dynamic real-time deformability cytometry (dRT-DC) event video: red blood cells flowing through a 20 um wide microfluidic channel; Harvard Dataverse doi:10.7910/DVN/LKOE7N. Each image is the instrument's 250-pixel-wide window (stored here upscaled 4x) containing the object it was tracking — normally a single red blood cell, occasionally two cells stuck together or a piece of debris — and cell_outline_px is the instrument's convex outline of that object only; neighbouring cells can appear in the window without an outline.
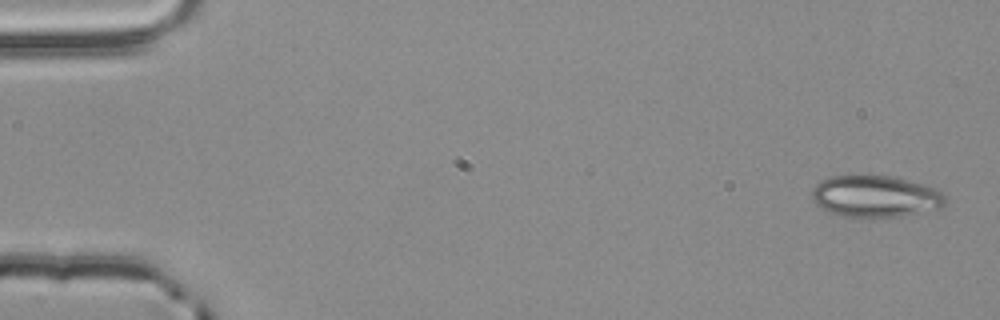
{"species": "common noctule bat (a hibernating species)", "species_latin": "Nyctalus noctula", "temperature_condition": "room temperature", "stored_images_in_passage": 4, "camera_frame_rate_fps": 3000, "um_per_image_px": 0.085, "animal": {"sex": "male", "body_mass_g": 20.4}, "frame": {"image": 1, "passage_image": 1, "time_ms": 0.0, "image_size_px": [1000, 320], "cell_outline_px": [[948, 200], [940, 208], [900, 216], [872, 220], [840, 216], [816, 204], [812, 196], [812, 188], [820, 180], [832, 176], [892, 176], [908, 180], [936, 188]], "centroid_in_image_um": [74.4, 16.72], "position_along_channel_um": 10.6, "area_um2": 32.77}}